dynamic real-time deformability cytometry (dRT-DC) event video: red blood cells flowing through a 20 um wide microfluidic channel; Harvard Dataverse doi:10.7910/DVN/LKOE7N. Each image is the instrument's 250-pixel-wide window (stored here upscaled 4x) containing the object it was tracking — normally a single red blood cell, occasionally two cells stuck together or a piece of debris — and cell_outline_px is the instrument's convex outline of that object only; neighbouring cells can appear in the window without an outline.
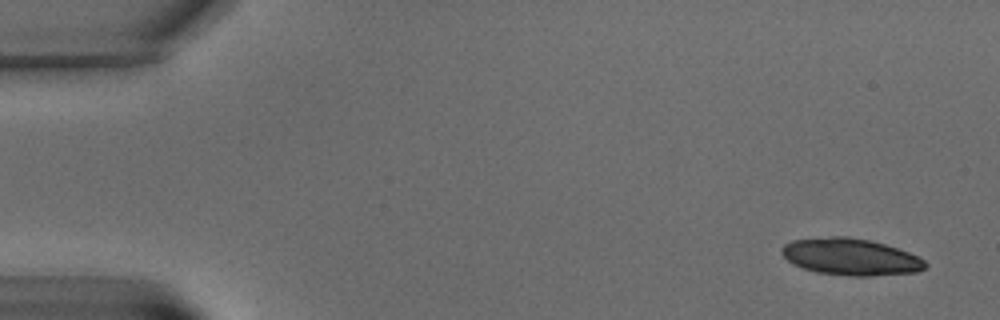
{"species": "common noctule bat (a hibernating species)", "species_latin": "Nyctalus noctula", "temperature_condition": "warm", "stored_images_in_passage": 6, "camera_frame_rate_fps": 3000, "um_per_image_px": 0.085, "animal": {"sex": "male", "body_mass_g": 15.6}, "frame": {"image": 1, "passage_image": 1, "time_ms": 0.0, "image_size_px": [1000, 320], "cell_outline_px": [[928, 264], [924, 268], [916, 272], [872, 276], [848, 276], [816, 272], [792, 264], [780, 252], [780, 248], [784, 244], [792, 240], [832, 236], [848, 236], [868, 240], [884, 244], [908, 252], [924, 260]], "centroid_in_image_um": [72.27, 21.83], "position_along_channel_um": 12.7, "area_um2": 30.75}}